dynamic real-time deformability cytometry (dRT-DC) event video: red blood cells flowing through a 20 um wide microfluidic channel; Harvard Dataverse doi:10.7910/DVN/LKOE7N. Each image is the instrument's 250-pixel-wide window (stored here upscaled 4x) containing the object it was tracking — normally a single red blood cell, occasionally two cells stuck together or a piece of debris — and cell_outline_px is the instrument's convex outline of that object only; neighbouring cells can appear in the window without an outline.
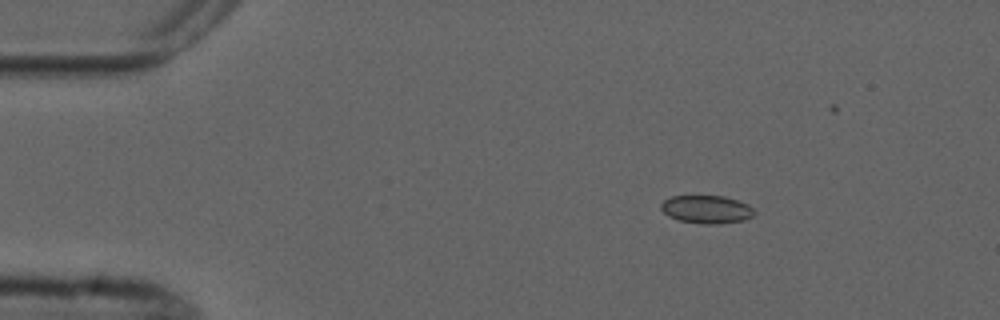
{"species": "common noctule bat (a hibernating species)", "species_latin": "Nyctalus noctula", "temperature_condition": "cold", "stored_images_in_passage": 5, "camera_frame_rate_fps": 3000, "um_per_image_px": 0.085, "animal": {"sex": "male", "forearm_length_mm": 52.5}, "frame": {"image": 1, "passage_image": 2, "time_ms": 1.333, "image_size_px": [1000, 320], "cell_outline_px": [[756, 212], [752, 216], [744, 220], [720, 224], [704, 224], [680, 220], [668, 216], [660, 208], [660, 204], [664, 200], [672, 196], [724, 196], [748, 204]], "centroid_in_image_um": [60.06, 17.8], "position_along_channel_um": 24.9, "area_um2": 15.2}}